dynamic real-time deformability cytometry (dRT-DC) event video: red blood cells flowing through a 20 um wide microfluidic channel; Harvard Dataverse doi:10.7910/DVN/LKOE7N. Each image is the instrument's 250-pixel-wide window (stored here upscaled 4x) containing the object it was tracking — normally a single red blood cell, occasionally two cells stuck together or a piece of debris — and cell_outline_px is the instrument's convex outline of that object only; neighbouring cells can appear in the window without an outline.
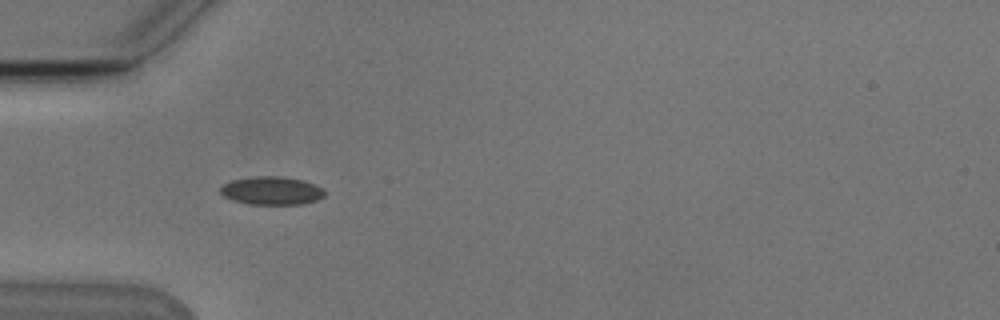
{"species": "Egyptian fruit bat (a non-hibernating species)", "species_latin": "Rousettus aegyptiacus", "temperature_condition": "cold", "stored_images_in_passage": 2, "camera_frame_rate_fps": 3000, "um_per_image_px": 0.085, "animal": {"sex": "male"}, "frame": {"image": 1, "passage_image": 1, "time_ms": 0.0, "image_size_px": [1000, 320], "cell_outline_px": [[324, 196], [316, 200], [304, 204], [248, 204], [232, 200], [224, 196], [220, 192], [220, 188], [224, 184], [232, 180], [256, 176], [276, 176], [304, 180], [320, 188], [324, 192]], "centroid_in_image_um": [23.06, 16.21], "position_along_channel_um": 61.9, "area_um2": 16.94}}